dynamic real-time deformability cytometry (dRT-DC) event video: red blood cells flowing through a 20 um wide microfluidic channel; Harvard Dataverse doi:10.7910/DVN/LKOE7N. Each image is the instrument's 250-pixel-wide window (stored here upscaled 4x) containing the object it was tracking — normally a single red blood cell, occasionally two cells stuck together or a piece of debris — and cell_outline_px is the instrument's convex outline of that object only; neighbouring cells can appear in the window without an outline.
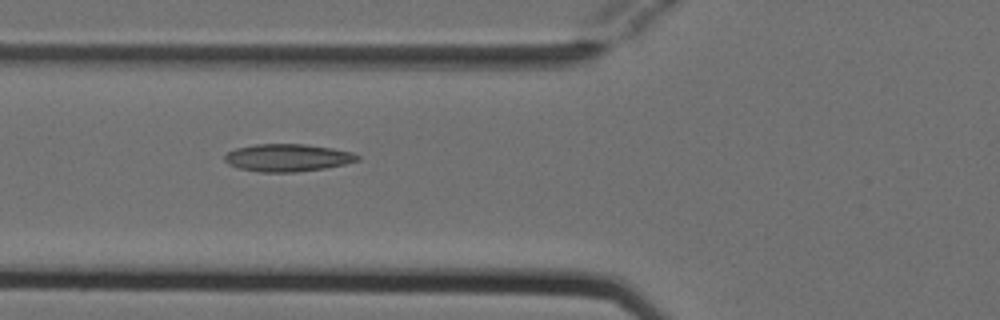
{"species": "Egyptian fruit bat (a non-hibernating species)", "species_latin": "Rousettus aegyptiacus", "temperature_condition": "cold", "stored_images_in_passage": 4, "camera_frame_rate_fps": 3000, "um_per_image_px": 0.085, "animal": {"sex": "female"}, "frame": {"image": 1, "passage_image": 3, "time_ms": 0.667, "image_size_px": [1000, 320], "cell_outline_px": [[360, 160], [344, 164], [324, 168], [296, 172], [260, 172], [236, 168], [228, 164], [224, 160], [224, 156], [228, 152], [236, 148], [256, 144], [304, 144], [332, 148], [352, 152], [360, 156]], "centroid_in_image_um": [24.42, 13.41], "position_along_channel_um": 101.4, "area_um2": 21.33}}
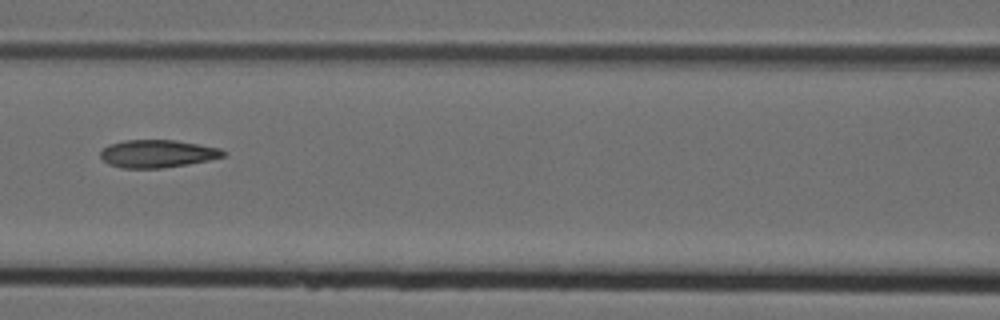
{"frame": {"image": 2, "passage_image": 4, "time_ms": 1.0, "image_size_px": [1000, 320], "cell_outline_px": [[228, 152], [224, 156], [208, 160], [188, 164], [164, 168], [120, 168], [108, 164], [100, 156], [100, 152], [108, 144], [124, 140], [176, 140], [220, 148]], "centroid_in_image_um": [13.38, 13.06], "position_along_channel_um": 153.2, "area_um2": 19.94}}